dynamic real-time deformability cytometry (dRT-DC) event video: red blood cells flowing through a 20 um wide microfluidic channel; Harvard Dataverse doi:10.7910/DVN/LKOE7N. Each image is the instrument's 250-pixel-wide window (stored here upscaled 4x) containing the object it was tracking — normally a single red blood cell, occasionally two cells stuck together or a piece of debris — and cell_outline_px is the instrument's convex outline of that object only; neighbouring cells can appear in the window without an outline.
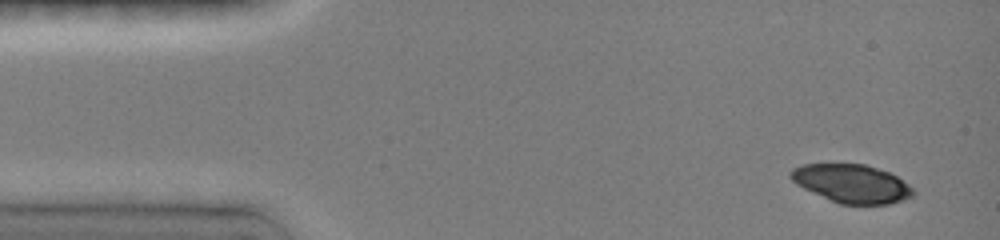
{"species": "common noctule bat (a hibernating species)", "species_latin": "Nyctalus noctula", "temperature_condition": "room temperature", "stored_images_in_passage": 21, "camera_frame_rate_fps": 3000, "um_per_image_px": 0.085, "animal": {"sex": "female", "body_mass_g": 19.0, "forearm_length_mm": 51.5}, "frame": {"image": 1, "passage_image": 1, "time_ms": 0.0, "image_size_px": [1000, 240], "cell_outline_px": [[912, 196], [904, 200], [888, 204], [840, 204], [804, 188], [796, 184], [788, 176], [788, 172], [792, 168], [804, 164], [864, 164], [888, 172], [896, 176], [908, 184], [912, 188]], "centroid_in_image_um": [72.36, 15.6], "position_along_channel_um": 12.6, "area_um2": 27.11}}